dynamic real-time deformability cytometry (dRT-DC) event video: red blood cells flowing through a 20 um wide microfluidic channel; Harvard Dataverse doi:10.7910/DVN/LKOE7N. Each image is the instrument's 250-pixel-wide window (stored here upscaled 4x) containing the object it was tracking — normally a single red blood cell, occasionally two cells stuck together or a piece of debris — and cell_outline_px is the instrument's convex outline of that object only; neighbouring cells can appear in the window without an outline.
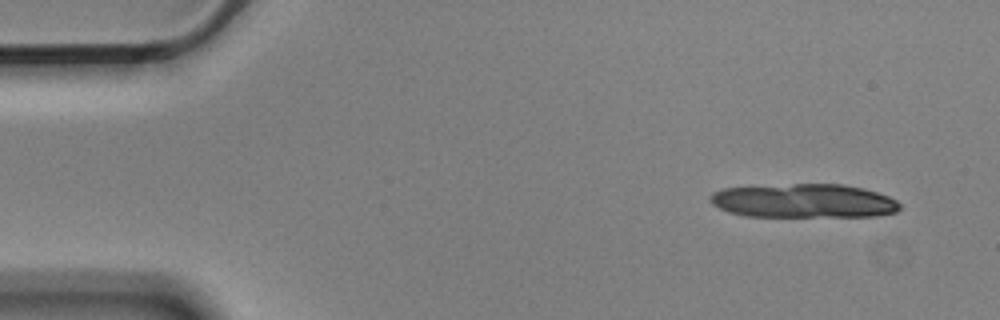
{"species": "Egyptian fruit bat (a non-hibernating species)", "species_latin": "Rousettus aegyptiacus", "temperature_condition": "cold", "stored_images_in_passage": 4, "camera_frame_rate_fps": 3000, "um_per_image_px": 0.085, "animal": {"sex": "male"}, "frame": {"image": 1, "passage_image": 1, "time_ms": 0.0, "image_size_px": [1000, 320], "cell_outline_px": [[900, 208], [896, 212], [876, 216], [744, 216], [728, 212], [712, 204], [708, 200], [712, 192], [724, 188], [792, 184], [844, 184], [864, 188], [888, 196], [896, 200], [900, 204]], "centroid_in_image_um": [68.31, 17.07], "position_along_channel_um": 16.7, "area_um2": 37.51}}